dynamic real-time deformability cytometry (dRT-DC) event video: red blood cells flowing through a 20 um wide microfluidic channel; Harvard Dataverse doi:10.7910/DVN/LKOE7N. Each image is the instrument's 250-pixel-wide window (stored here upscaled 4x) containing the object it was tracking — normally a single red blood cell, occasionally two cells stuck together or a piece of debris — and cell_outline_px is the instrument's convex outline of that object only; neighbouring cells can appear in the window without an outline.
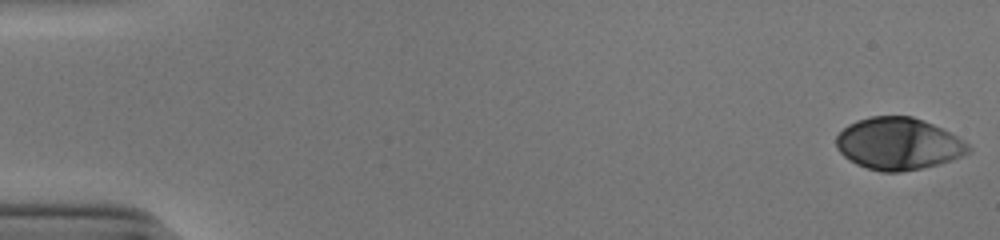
{"species": "human", "species_latin": "Homo sapiens", "temperature_condition": "cold", "stored_images_in_passage": 53, "camera_frame_rate_fps": 3000, "um_per_image_px": 0.085, "donor": {"sex": "male"}, "frame": {"image": 1, "passage_image": 1, "time_ms": 0.0, "image_size_px": [1000, 240], "cell_outline_px": [[972, 152], [952, 160], [920, 168], [900, 172], [880, 172], [856, 164], [848, 160], [836, 148], [836, 136], [848, 124], [856, 120], [868, 116], [912, 116], [924, 120], [956, 136], [968, 144], [972, 148]], "centroid_in_image_um": [76.34, 12.22], "position_along_channel_um": 8.7, "area_um2": 40.11}}
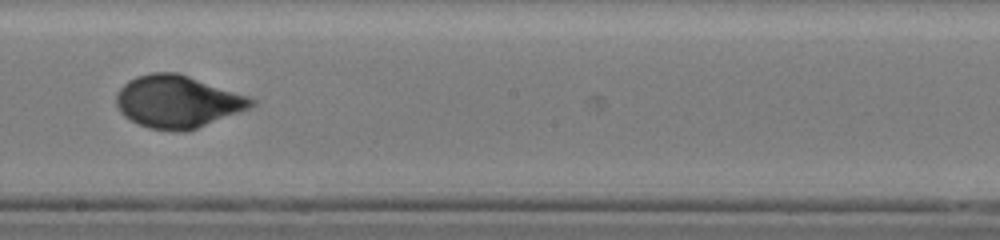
{"frame": {"image": 2, "passage_image": 31, "time_ms": 10.0, "image_size_px": [1000, 240], "cell_outline_px": [[256, 104], [240, 112], [196, 128], [184, 132], [180, 132], [148, 128], [124, 116], [120, 112], [116, 104], [116, 96], [120, 88], [128, 80], [136, 76], [152, 72], [176, 72], [248, 96], [256, 100]], "centroid_in_image_um": [15.07, 8.64], "position_along_channel_um": 233.1, "area_um2": 40.92}}
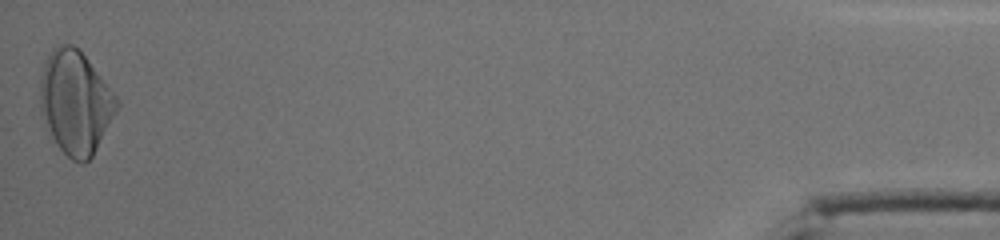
{"frame": {"image": 3, "passage_image": 53, "time_ms": 17.333, "image_size_px": [1000, 240], "cell_outline_px": [[120, 104], [116, 112], [92, 156], [84, 164], [80, 164], [72, 160], [60, 148], [44, 128], [40, 112], [40, 76], [44, 60], [48, 52], [52, 48], [60, 44], [72, 44], [84, 56], [120, 100]], "centroid_in_image_um": [6.37, 8.71], "position_along_channel_um": 428.8, "area_um2": 46.36}, "authors_computed_cell_mechanics": {"area_um2": 40.2288, "velocity_mm_per_s": 3.8749, "shape_relaxation_time_tau1_ms": 4.7215, "shape_relaxation_time_tau2_ms": null, "deformation_change_tau1": 0.1927, "deformation_change_tau2": null}}